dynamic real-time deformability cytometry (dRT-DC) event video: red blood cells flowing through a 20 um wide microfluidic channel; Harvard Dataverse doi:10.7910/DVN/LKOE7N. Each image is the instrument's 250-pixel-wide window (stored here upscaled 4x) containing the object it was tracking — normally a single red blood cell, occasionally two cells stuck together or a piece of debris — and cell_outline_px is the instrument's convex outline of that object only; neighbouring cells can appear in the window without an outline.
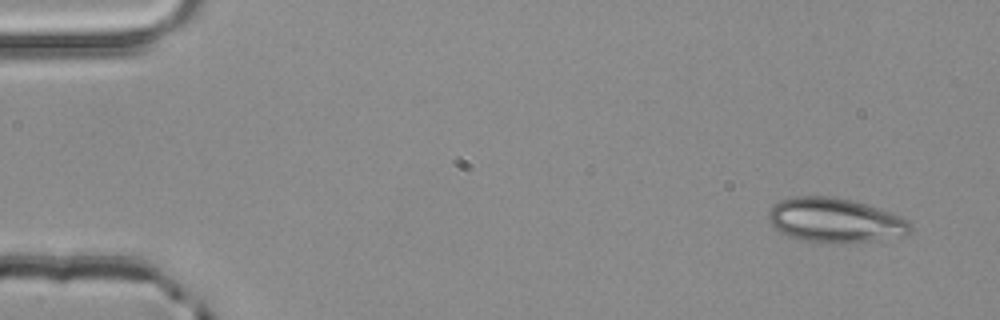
{"species": "common noctule bat (a hibernating species)", "species_latin": "Nyctalus noctula", "temperature_condition": "room temperature", "stored_images_in_passage": 3, "camera_frame_rate_fps": 3000, "um_per_image_px": 0.085, "animal": {"sex": "male", "body_mass_g": 20.4}, "frame": {"image": 1, "passage_image": 1, "time_ms": 0.0, "image_size_px": [1000, 320], "cell_outline_px": [[912, 228], [904, 236], [848, 244], [836, 244], [800, 240], [788, 236], [780, 232], [768, 220], [768, 212], [780, 200], [796, 196], [836, 196], [880, 208], [900, 216], [908, 220], [912, 224]], "centroid_in_image_um": [71.0, 18.74], "position_along_channel_um": 14.0, "area_um2": 37.11}}